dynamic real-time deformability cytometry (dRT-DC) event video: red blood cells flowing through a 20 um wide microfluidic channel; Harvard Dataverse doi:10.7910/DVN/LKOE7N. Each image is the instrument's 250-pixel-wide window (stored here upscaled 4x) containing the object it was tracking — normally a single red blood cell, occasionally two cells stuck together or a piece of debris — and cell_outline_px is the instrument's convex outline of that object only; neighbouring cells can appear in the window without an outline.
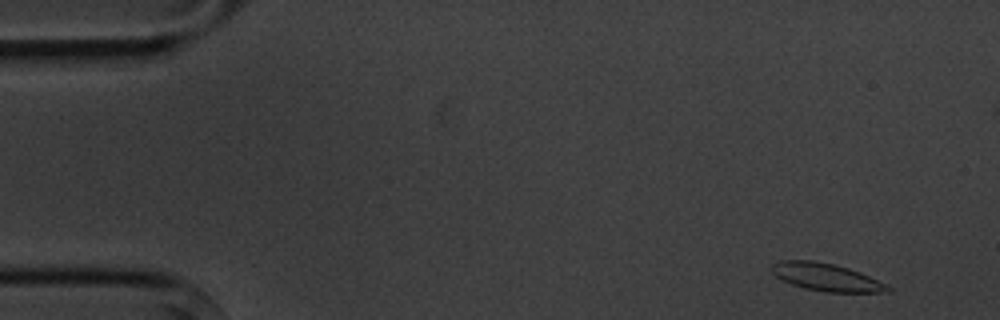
{"species": "common noctule bat (a hibernating species)", "species_latin": "Nyctalus noctula", "temperature_condition": "cold", "stored_images_in_passage": 15, "segment_of_instrument_passage": [1, 2], "camera_frame_rate_fps": 3000, "um_per_image_px": 0.085, "animal": {"sex": "male", "body_mass_g": 20.1, "forearm_length_mm": 53.5}, "frame": {"image": 1, "passage_image": 1, "time_ms": 0.0, "image_size_px": [1000, 320], "cell_outline_px": [[892, 292], [824, 292], [804, 288], [792, 284], [776, 276], [768, 268], [772, 264], [780, 260], [812, 260], [832, 264], [848, 268], [860, 272], [892, 288]], "centroid_in_image_um": [70.19, 23.55], "position_along_channel_um": 14.8, "area_um2": 18.55}}
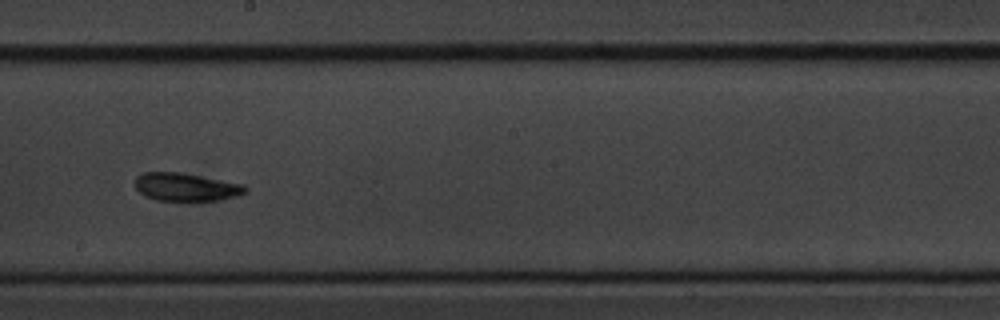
{"frame": {"image": 2, "passage_image": 8, "time_ms": 9.0, "image_size_px": [1000, 320], "cell_outline_px": [[248, 192], [240, 196], [220, 200], [192, 204], [180, 204], [156, 200], [144, 196], [132, 184], [136, 176], [144, 172], [180, 172], [244, 184], [248, 188]], "centroid_in_image_um": [15.82, 15.96], "position_along_channel_um": 232.4, "area_um2": 19.36}}
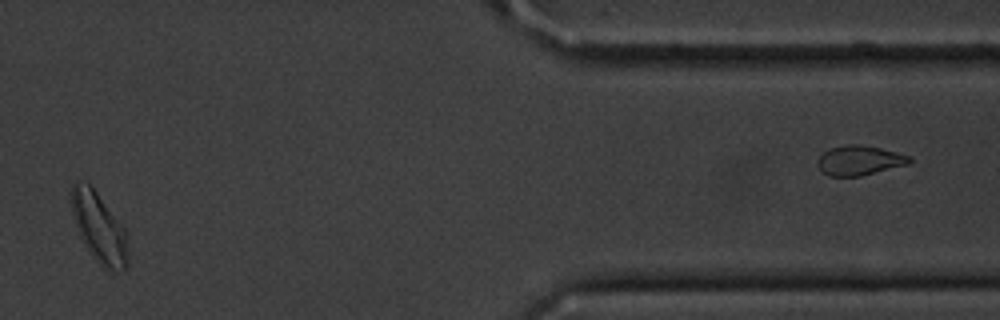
{"frame": {"image": 3, "passage_image": 13, "time_ms": 15.0, "image_size_px": [1000, 320], "cell_outline_px": [[128, 264], [124, 268], [112, 272], [104, 268], [92, 256], [80, 236], [76, 228], [72, 212], [72, 184], [80, 180], [88, 184], [96, 192], [124, 228], [128, 256]], "centroid_in_image_um": [8.41, 19.38], "position_along_channel_um": 403.0, "area_um2": 22.43}}